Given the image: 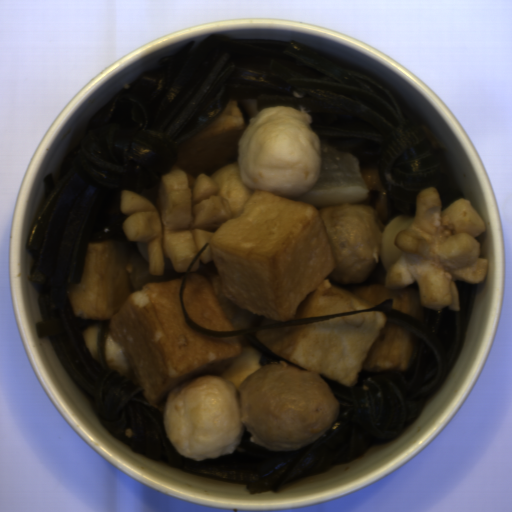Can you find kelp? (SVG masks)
I'll return each mask as SVG.
<instances>
[{"instance_id":"obj_1","label":"kelp","mask_w":512,"mask_h":512,"mask_svg":"<svg viewBox=\"0 0 512 512\" xmlns=\"http://www.w3.org/2000/svg\"><path fill=\"white\" fill-rule=\"evenodd\" d=\"M234 101L243 124L277 106L303 108L321 143L358 161L365 201L384 228L398 215H416L417 197L438 191L441 213L464 199L454 172L417 119L376 77L321 51L284 39H237L214 33L188 42L129 83L100 107L71 143L57 183L45 177L47 200L28 239L36 261L30 282L39 289L42 320L60 363L87 394L110 434L139 456L176 469L239 483L250 495L279 492L296 479L350 463L372 446L405 431L446 385L470 323L476 283L454 280L459 311L424 308L422 322L392 309L388 298L370 309L321 315L235 330H209L181 313L190 327L213 338L239 337L259 352V366L286 359L256 339L259 330L301 326L382 311L411 334L414 357L407 371L363 369L346 387L320 375L339 401V415L318 439L290 450L255 444L243 427L230 455L189 459L166 435L164 409L139 386L109 367L110 319L79 317L68 287L81 280L88 243H131L123 224L122 192L156 204L161 177L176 167L183 143ZM101 324L98 356L81 333Z\"/></svg>"},{"instance_id":"obj_2","label":"kelp","mask_w":512,"mask_h":512,"mask_svg":"<svg viewBox=\"0 0 512 512\" xmlns=\"http://www.w3.org/2000/svg\"><path fill=\"white\" fill-rule=\"evenodd\" d=\"M387 272L382 264L381 255L373 269L358 285H378L386 288Z\"/></svg>"}]
</instances>
